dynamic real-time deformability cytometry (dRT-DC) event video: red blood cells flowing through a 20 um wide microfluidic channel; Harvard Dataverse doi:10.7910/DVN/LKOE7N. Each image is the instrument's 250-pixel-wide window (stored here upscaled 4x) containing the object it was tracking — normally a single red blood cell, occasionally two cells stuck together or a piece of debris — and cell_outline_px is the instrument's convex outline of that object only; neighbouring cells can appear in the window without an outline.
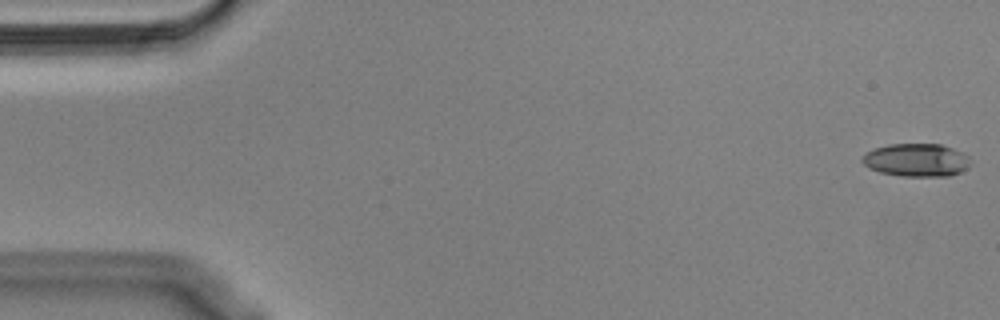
{"species": "Egyptian fruit bat (a non-hibernating species)", "species_latin": "Rousettus aegyptiacus", "temperature_condition": "cold", "stored_images_in_passage": 56, "camera_frame_rate_fps": 3000, "um_per_image_px": 0.085, "animal": {"sex": "male"}, "frame": {"image": 1, "passage_image": 1, "time_ms": 0.0, "image_size_px": [1000, 320], "cell_outline_px": [[968, 168], [960, 172], [948, 176], [900, 176], [880, 172], [868, 168], [860, 160], [868, 152], [876, 148], [888, 144], [940, 144], [952, 148], [968, 156]], "centroid_in_image_um": [77.88, 13.61], "position_along_channel_um": 7.1, "area_um2": 20.63}}
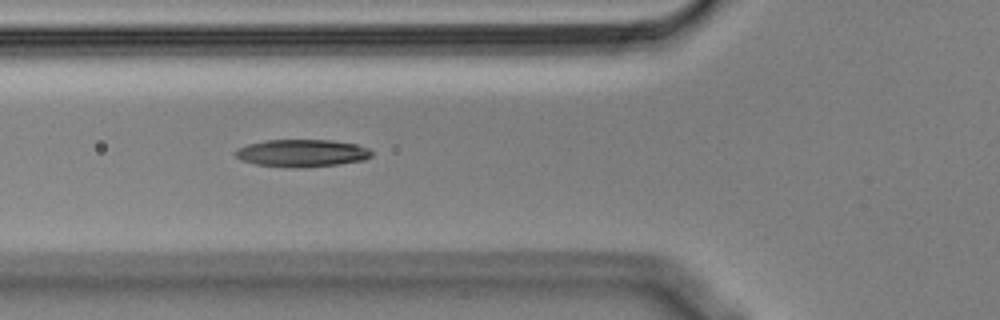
{"frame": {"image": 2, "passage_image": 20, "time_ms": 6.333, "image_size_px": [1000, 320], "cell_outline_px": [[372, 156], [364, 160], [340, 164], [256, 164], [244, 160], [236, 156], [232, 152], [236, 148], [248, 144], [264, 140], [332, 140], [356, 144], [368, 148], [372, 152]], "centroid_in_image_um": [25.69, 12.94], "position_along_channel_um": 100.1, "area_um2": 20.58}}
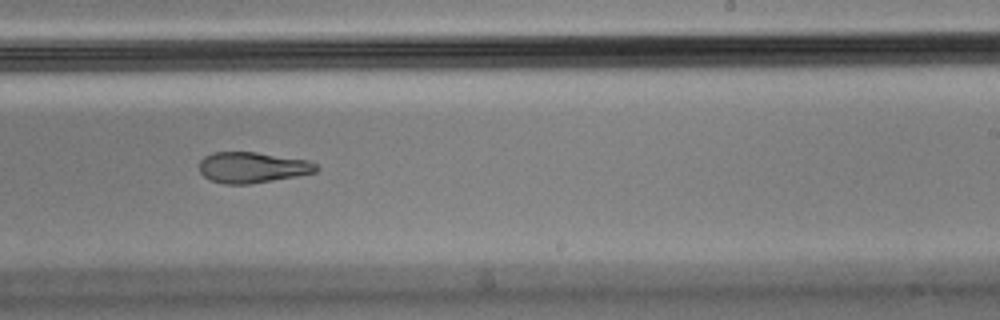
{"frame": {"image": 3, "passage_image": 34, "time_ms": 11.0, "image_size_px": [1000, 320], "cell_outline_px": [[320, 168], [316, 172], [296, 176], [248, 184], [224, 184], [212, 180], [204, 176], [200, 172], [200, 160], [204, 156], [212, 152], [256, 152], [308, 160], [316, 164]], "centroid_in_image_um": [21.45, 14.22], "position_along_channel_um": 267.5, "area_um2": 20.92}, "authors_computed_cell_mechanics": {"area_um2": 21.6461, "velocity_mm_per_s": 3.5761, "shape_relaxation_time_tau1_ms": null, "shape_relaxation_time_tau2_ms": 4.9462, "deformation_change_tau1": null, "deformation_change_tau2": 0.1459}}